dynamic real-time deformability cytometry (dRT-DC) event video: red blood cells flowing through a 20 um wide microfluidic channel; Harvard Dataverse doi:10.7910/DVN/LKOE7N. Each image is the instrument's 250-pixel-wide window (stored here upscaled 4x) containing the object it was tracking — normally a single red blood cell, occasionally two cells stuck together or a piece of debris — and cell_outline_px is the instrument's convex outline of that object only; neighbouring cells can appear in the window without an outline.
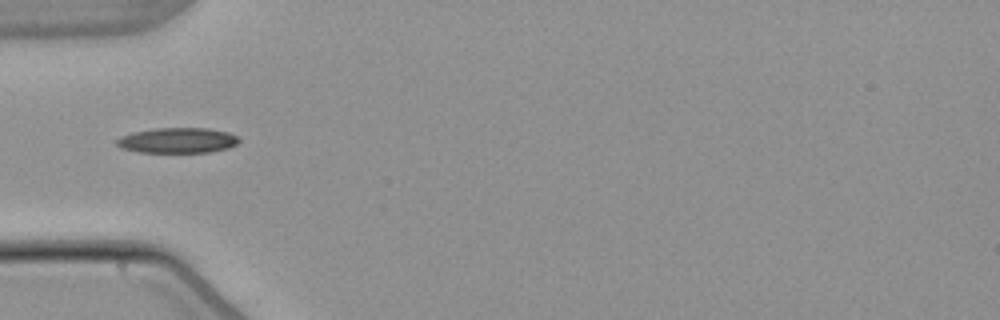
{"species": "common noctule bat (a hibernating species)", "species_latin": "Nyctalus noctula", "temperature_condition": "warm", "stored_images_in_passage": 1, "camera_frame_rate_fps": 3000, "um_per_image_px": 0.085, "animal": {"sex": "male", "body_mass_g": 21.5, "forearm_length_mm": 52.0}, "frame": {"image": 1, "passage_image": 1, "time_ms": 0.0, "image_size_px": [1000, 320], "cell_outline_px": [[240, 140], [236, 144], [228, 148], [208, 152], [140, 152], [120, 148], [116, 144], [116, 140], [120, 136], [132, 132], [152, 128], [208, 128], [228, 132], [236, 136]], "centroid_in_image_um": [15.05, 11.92], "position_along_channel_um": 69.9, "area_um2": 18.09}}